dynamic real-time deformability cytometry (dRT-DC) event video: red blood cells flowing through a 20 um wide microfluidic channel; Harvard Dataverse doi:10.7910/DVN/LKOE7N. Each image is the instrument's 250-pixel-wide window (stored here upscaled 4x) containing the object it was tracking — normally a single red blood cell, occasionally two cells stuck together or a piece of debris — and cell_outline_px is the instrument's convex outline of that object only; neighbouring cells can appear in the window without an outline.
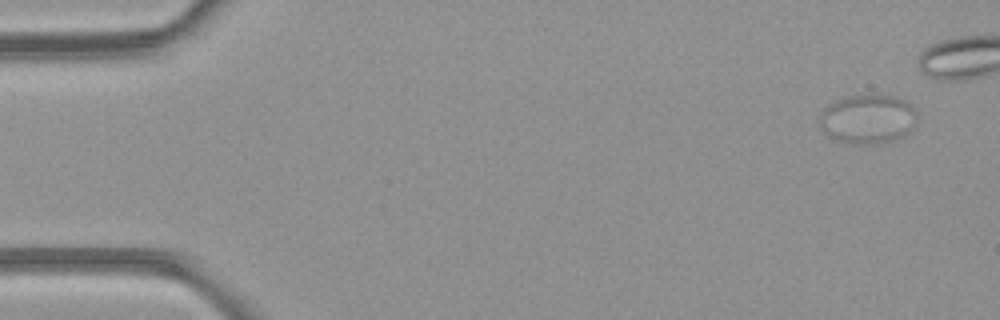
{"species": "common noctule bat (a hibernating species)", "species_latin": "Nyctalus noctula", "temperature_condition": "room temperature", "stored_images_in_passage": 6, "camera_frame_rate_fps": 3000, "um_per_image_px": 0.085, "animal": {"sex": "female", "body_mass_g": 21.9}, "frame": {"image": 1, "passage_image": 1, "time_ms": 0.0, "image_size_px": [1000, 320], "cell_outline_px": [[916, 120], [912, 128], [908, 132], [900, 136], [888, 140], [864, 144], [840, 140], [828, 136], [820, 128], [820, 112], [828, 104], [836, 100], [848, 96], [872, 92], [896, 96], [904, 100], [916, 112]], "centroid_in_image_um": [73.73, 10.04], "position_along_channel_um": 11.3, "area_um2": 27.8}}